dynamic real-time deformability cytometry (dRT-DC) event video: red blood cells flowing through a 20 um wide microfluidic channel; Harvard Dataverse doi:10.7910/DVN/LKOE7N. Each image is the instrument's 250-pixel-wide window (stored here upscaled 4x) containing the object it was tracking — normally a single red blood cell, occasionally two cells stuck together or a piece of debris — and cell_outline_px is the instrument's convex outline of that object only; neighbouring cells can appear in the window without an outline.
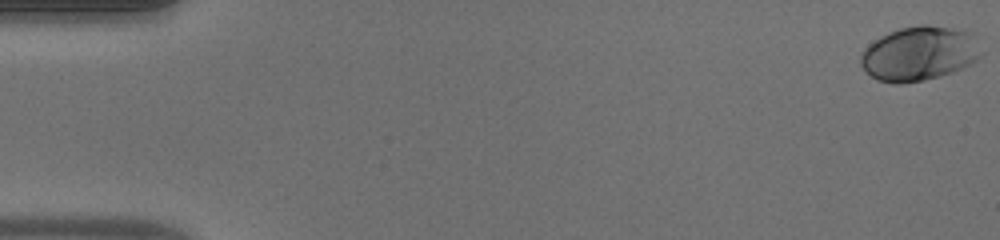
{"species": "human", "species_latin": "Homo sapiens", "temperature_condition": "warm", "stored_images_in_passage": 51, "camera_frame_rate_fps": 3000, "um_per_image_px": 0.085, "donor": {"sex": "male"}, "frame": {"image": 1, "passage_image": 1, "time_ms": 0.0, "image_size_px": [1000, 240], "cell_outline_px": [[984, 52], [976, 60], [952, 72], [940, 76], [924, 80], [900, 84], [892, 84], [876, 80], [860, 64], [860, 52], [868, 44], [880, 36], [888, 32], [900, 28], [920, 24], [928, 24], [964, 28], [976, 32]], "centroid_in_image_um": [78.19, 4.51], "position_along_channel_um": 6.8, "area_um2": 39.25}}
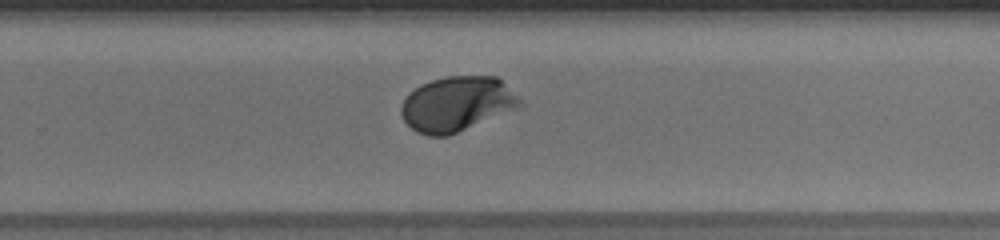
{"frame": {"image": 2, "passage_image": 34, "time_ms": 11.0, "image_size_px": [1000, 240], "cell_outline_px": [[524, 104], [448, 136], [428, 136], [416, 132], [404, 120], [400, 112], [400, 108], [408, 92], [420, 84], [432, 80], [448, 76], [496, 76]], "centroid_in_image_um": [38.75, 8.83], "position_along_channel_um": 291.0, "area_um2": 37.34}}
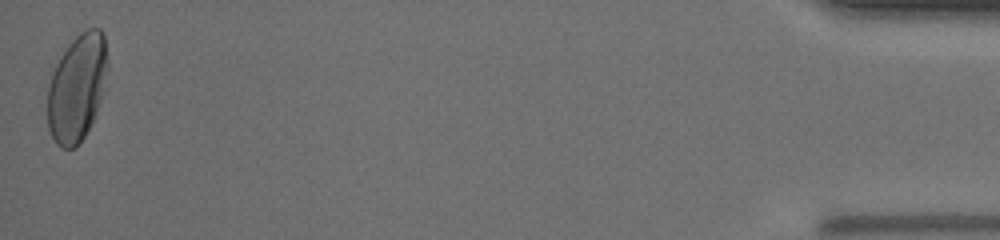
{"frame": {"image": 3, "passage_image": 51, "time_ms": 16.667, "image_size_px": [1000, 240], "cell_outline_px": [[108, 68], [100, 100], [92, 120], [84, 136], [76, 148], [60, 148], [56, 144], [48, 128], [48, 84], [52, 72], [60, 56], [68, 44], [80, 32], [88, 28], [100, 28], [104, 32], [108, 60]], "centroid_in_image_um": [6.54, 7.42], "position_along_channel_um": 428.7, "area_um2": 37.51}, "authors_computed_cell_mechanics": {"area_um2": 36.4718, "velocity_mm_per_s": 4.0675, "shape_relaxation_time_tau1_ms": 2.8632, "shape_relaxation_time_tau2_ms": null, "deformation_change_tau1": 0.1719, "deformation_change_tau2": null}}